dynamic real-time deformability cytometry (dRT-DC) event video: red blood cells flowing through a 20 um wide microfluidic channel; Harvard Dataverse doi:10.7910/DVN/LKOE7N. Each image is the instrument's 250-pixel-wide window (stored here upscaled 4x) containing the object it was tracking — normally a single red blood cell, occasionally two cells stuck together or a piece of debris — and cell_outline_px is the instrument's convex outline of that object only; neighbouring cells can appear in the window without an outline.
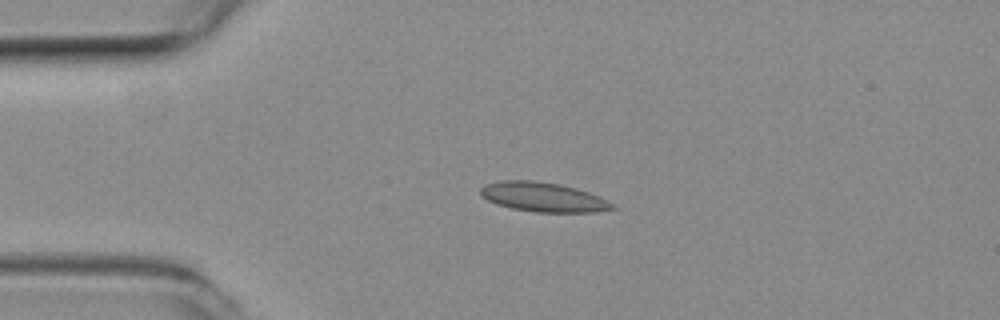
{"species": "common noctule bat (a hibernating species)", "species_latin": "Nyctalus noctula", "temperature_condition": "room temperature", "stored_images_in_passage": 41, "camera_frame_rate_fps": 3000, "um_per_image_px": 0.085, "animal": {"sex": "female", "body_mass_g": 19.3, "forearm_length_mm": 54.1}, "frame": {"image": 1, "passage_image": 1, "time_ms": 0.0, "image_size_px": [1000, 320], "cell_outline_px": [[620, 208], [596, 212], [536, 212], [512, 208], [496, 204], [480, 196], [480, 188], [484, 184], [500, 180], [532, 180], [560, 184], [576, 188], [600, 196], [616, 204]], "centroid_in_image_um": [46.2, 16.75], "position_along_channel_um": 38.8, "area_um2": 22.95}}
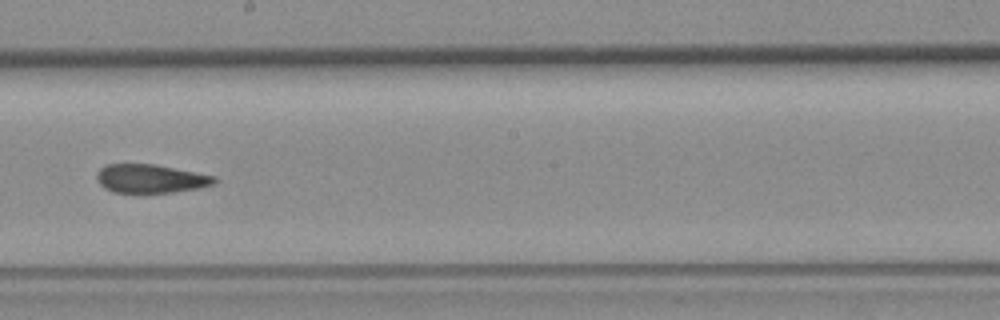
{"frame": {"image": 2, "passage_image": 18, "time_ms": 5.667, "image_size_px": [1000, 320], "cell_outline_px": [[216, 184], [200, 188], [172, 192], [112, 192], [104, 188], [100, 184], [96, 176], [96, 172], [100, 168], [108, 164], [156, 164], [216, 176]], "centroid_in_image_um": [12.81, 15.18], "position_along_channel_um": 235.4, "area_um2": 19.65}}
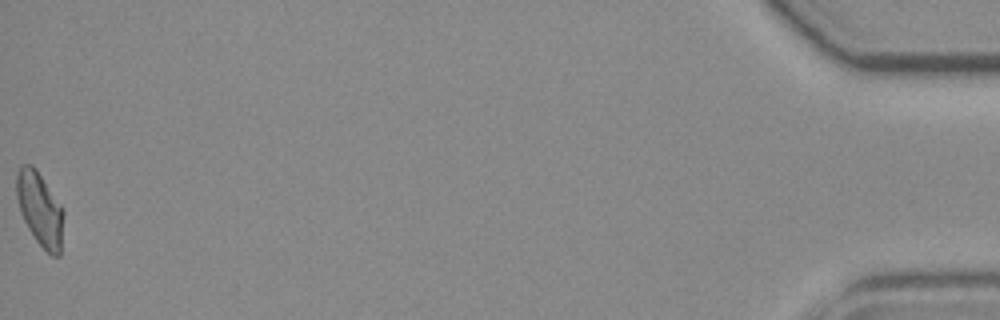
{"frame": {"image": 3, "passage_image": 41, "time_ms": 13.333, "image_size_px": [1000, 320], "cell_outline_px": [[64, 212], [60, 256], [52, 256], [36, 240], [28, 228], [20, 212], [16, 196], [16, 176], [20, 164], [32, 164], [36, 168], [60, 204]], "centroid_in_image_um": [3.38, 17.75], "position_along_channel_um": 431.8, "area_um2": 20.17}, "authors_computed_cell_mechanics": {"area_um2": 20.4034, "velocity_mm_per_s": 3.9744, "shape_relaxation_time_tau1_ms": null, "shape_relaxation_time_tau2_ms": 3.2676, "deformation_change_tau1": null, "deformation_change_tau2": 0.0816}}